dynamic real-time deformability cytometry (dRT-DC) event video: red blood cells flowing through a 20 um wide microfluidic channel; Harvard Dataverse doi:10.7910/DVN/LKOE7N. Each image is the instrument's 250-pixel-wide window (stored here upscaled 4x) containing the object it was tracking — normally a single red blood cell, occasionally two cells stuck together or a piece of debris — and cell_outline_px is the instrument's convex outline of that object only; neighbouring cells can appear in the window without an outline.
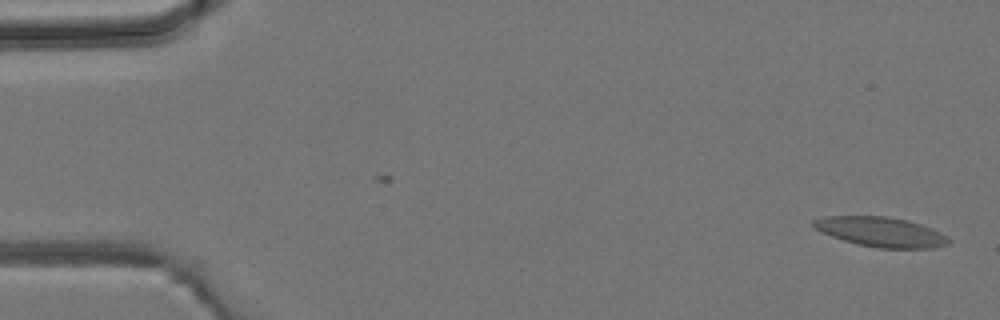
{"species": "common noctule bat (a hibernating species)", "species_latin": "Nyctalus noctula", "temperature_condition": "room temperature", "stored_images_in_passage": 13, "camera_frame_rate_fps": 3000, "um_per_image_px": 0.085, "animal": {"sex": "male", "body_mass_g": 19.2, "forearm_length_mm": 51.8}, "frame": {"image": 1, "passage_image": 1, "time_ms": 0.0, "image_size_px": [1000, 320], "cell_outline_px": [[952, 240], [948, 244], [932, 248], [880, 248], [860, 244], [844, 240], [832, 236], [816, 228], [812, 224], [812, 220], [828, 216], [884, 216], [904, 220], [928, 228]], "centroid_in_image_um": [74.84, 19.72], "position_along_channel_um": 10.2, "area_um2": 22.6}}